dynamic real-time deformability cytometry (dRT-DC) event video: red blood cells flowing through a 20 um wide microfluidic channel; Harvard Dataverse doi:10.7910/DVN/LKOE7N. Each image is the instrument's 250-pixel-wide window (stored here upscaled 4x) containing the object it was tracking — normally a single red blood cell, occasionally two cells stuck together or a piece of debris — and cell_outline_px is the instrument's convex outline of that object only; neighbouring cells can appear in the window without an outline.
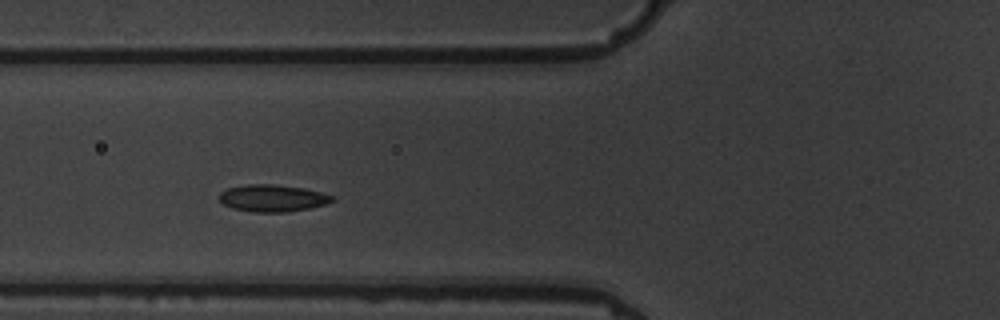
{"species": "common noctule bat (a hibernating species)", "species_latin": "Nyctalus noctula", "temperature_condition": "warm", "stored_images_in_passage": 3, "camera_frame_rate_fps": 3000, "um_per_image_px": 0.085, "animal": {"sex": "male", "body_mass_g": 19.5, "forearm_length_mm": 54.6}, "frame": {"image": 1, "passage_image": 2, "time_ms": 1.333, "image_size_px": [1000, 320], "cell_outline_px": [[336, 200], [324, 204], [308, 208], [288, 212], [252, 212], [232, 208], [224, 204], [220, 200], [220, 192], [228, 188], [248, 184], [272, 184], [304, 188], [320, 192], [332, 196]], "centroid_in_image_um": [23.15, 16.84], "position_along_channel_um": 102.6, "area_um2": 17.63}}
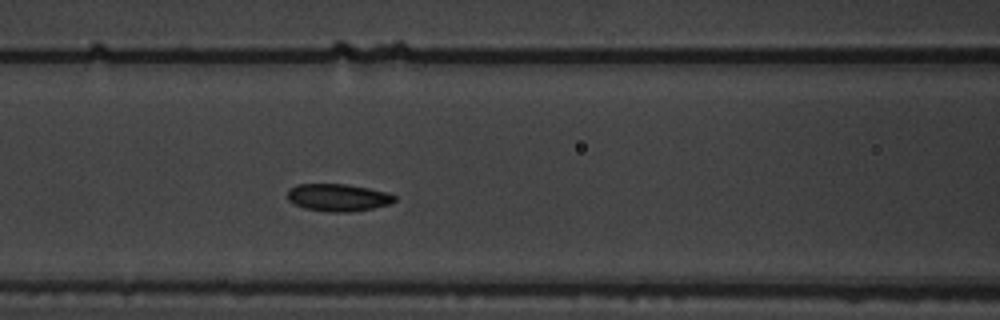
{"frame": {"image": 2, "passage_image": 3, "time_ms": 2.333, "image_size_px": [1000, 320], "cell_outline_px": [[396, 200], [392, 204], [372, 208], [348, 212], [328, 212], [304, 208], [288, 200], [288, 188], [296, 184], [344, 184], [368, 188], [388, 192], [396, 196]], "centroid_in_image_um": [28.74, 16.78], "position_along_channel_um": 137.9, "area_um2": 17.17}}